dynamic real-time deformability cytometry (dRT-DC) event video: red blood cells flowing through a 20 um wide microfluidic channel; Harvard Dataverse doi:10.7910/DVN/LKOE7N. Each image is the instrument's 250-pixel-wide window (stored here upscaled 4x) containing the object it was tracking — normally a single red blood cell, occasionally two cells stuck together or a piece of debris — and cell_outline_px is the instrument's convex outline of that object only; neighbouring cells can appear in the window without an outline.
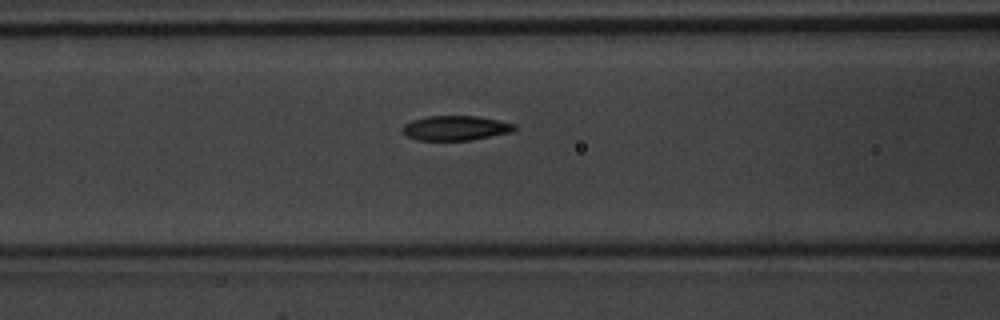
{"species": "common noctule bat (a hibernating species)", "species_latin": "Nyctalus noctula", "temperature_condition": "warm", "stored_images_in_passage": 34, "camera_frame_rate_fps": 3000, "um_per_image_px": 0.085, "animal": {"sex": "male", "body_mass_g": 20.1, "forearm_length_mm": 53.5}, "frame": {"image": 1, "passage_image": 5, "time_ms": 1.333, "image_size_px": [1000, 320], "cell_outline_px": [[516, 128], [512, 132], [472, 140], [416, 140], [408, 136], [404, 132], [404, 124], [412, 120], [428, 116], [480, 116], [500, 120], [516, 124]], "centroid_in_image_um": [38.78, 10.88], "position_along_channel_um": 127.8, "area_um2": 16.13}}
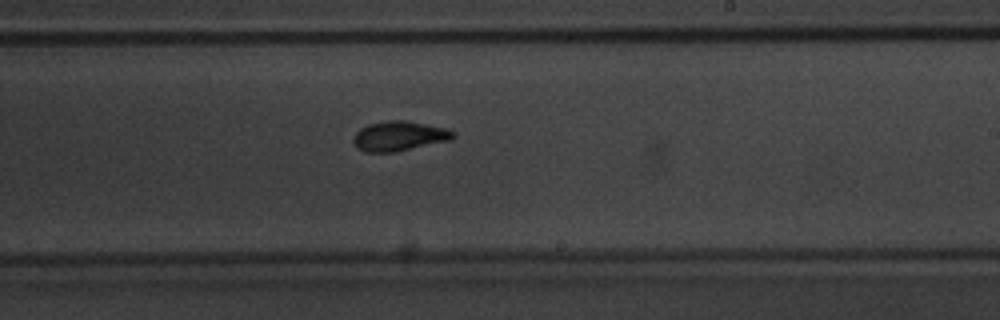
{"frame": {"image": 2, "passage_image": 14, "time_ms": 4.333, "image_size_px": [1000, 320], "cell_outline_px": [[456, 132], [452, 140], [396, 152], [364, 152], [356, 148], [352, 140], [356, 132], [360, 128], [368, 124], [384, 120], [408, 120], [448, 128]], "centroid_in_image_um": [33.94, 11.56], "position_along_channel_um": 255.1, "area_um2": 17.74}}
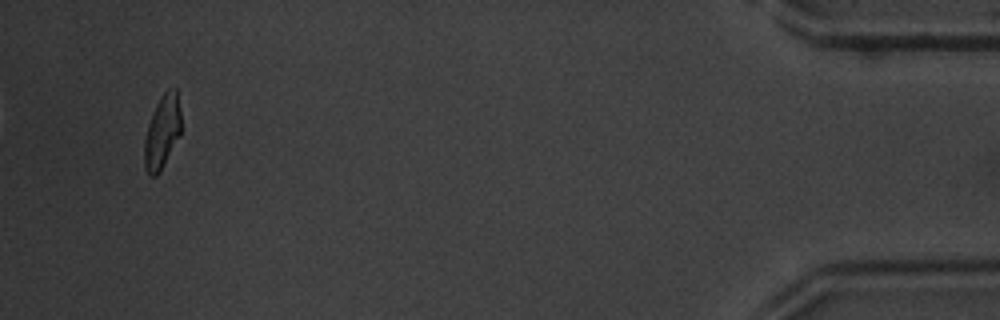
{"frame": {"image": 3, "passage_image": 31, "time_ms": 10.0, "image_size_px": [1000, 320], "cell_outline_px": [[180, 136], [160, 172], [156, 176], [148, 176], [144, 168], [144, 140], [148, 124], [152, 112], [160, 96], [168, 88], [176, 88], [180, 112]], "centroid_in_image_um": [13.77, 11.24], "position_along_channel_um": 421.4, "area_um2": 15.9}, "authors_computed_cell_mechanics": {"area_um2": 16.5886, "velocity_mm_per_s": 4.2379, "shape_relaxation_time_tau1_ms": 2.1383, "shape_relaxation_time_tau2_ms": 1.8979, "deformation_change_tau1": 0.134, "deformation_change_tau2": 0.0748}}